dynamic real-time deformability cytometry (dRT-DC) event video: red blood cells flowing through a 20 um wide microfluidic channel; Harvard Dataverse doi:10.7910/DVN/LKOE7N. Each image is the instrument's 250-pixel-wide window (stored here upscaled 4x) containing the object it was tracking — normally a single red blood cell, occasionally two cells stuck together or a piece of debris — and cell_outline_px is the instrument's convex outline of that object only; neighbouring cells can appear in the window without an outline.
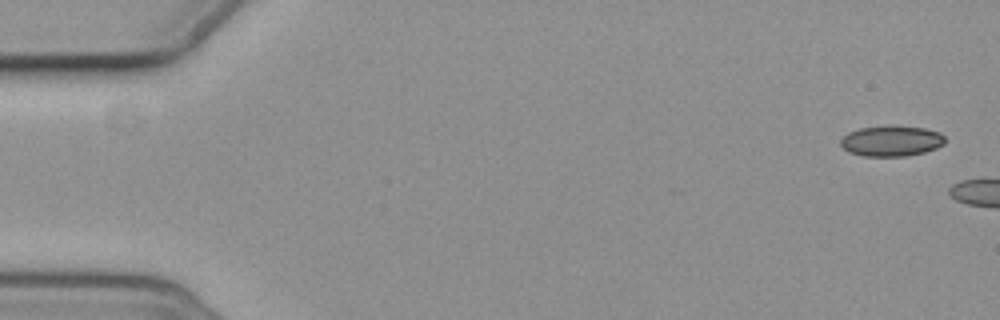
{"species": "common noctule bat (a hibernating species)", "species_latin": "Nyctalus noctula", "temperature_condition": "cold", "stored_images_in_passage": 3, "camera_frame_rate_fps": 3000, "um_per_image_px": 0.085, "animal": {"sex": "female", "body_mass_g": 19.3, "forearm_length_mm": 54.1}, "frame": {"image": 1, "passage_image": 1, "time_ms": 0.0, "image_size_px": [1000, 320], "cell_outline_px": [[944, 144], [936, 148], [924, 152], [908, 156], [864, 156], [848, 152], [840, 144], [840, 140], [848, 132], [860, 128], [924, 128], [940, 132], [944, 136]], "centroid_in_image_um": [75.76, 12.02], "position_along_channel_um": 9.2, "area_um2": 17.98}}